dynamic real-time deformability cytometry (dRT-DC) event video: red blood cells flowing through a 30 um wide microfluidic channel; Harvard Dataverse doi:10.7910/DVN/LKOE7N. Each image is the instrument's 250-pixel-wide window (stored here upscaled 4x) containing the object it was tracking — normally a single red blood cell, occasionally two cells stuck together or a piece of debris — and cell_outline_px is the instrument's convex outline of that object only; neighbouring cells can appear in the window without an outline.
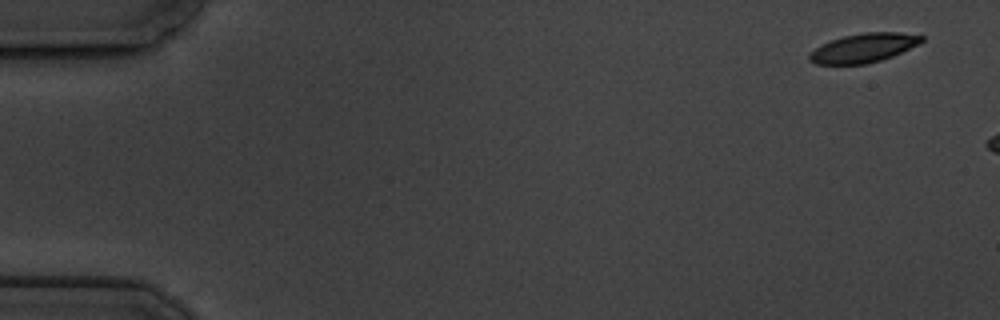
{"species": "common noctule bat (a hibernating species)", "species_latin": "Nyctalus noctula", "temperature_condition": "cold", "stored_images_in_passage": 4, "camera_frame_rate_fps": 3000, "um_per_image_px": 0.085, "animal": {"sex": "male", "body_mass_g": 19.5, "forearm_length_mm": 54.6}, "frame": {"image": 1, "passage_image": 1, "time_ms": 0.0, "image_size_px": [1000, 320], "cell_outline_px": [[924, 40], [892, 56], [880, 60], [864, 64], [816, 64], [808, 60], [808, 56], [820, 44], [828, 40], [844, 36], [864, 32], [900, 32], [924, 36]], "centroid_in_image_um": [73.35, 4.06], "position_along_channel_um": 11.6, "area_um2": 18.79}}